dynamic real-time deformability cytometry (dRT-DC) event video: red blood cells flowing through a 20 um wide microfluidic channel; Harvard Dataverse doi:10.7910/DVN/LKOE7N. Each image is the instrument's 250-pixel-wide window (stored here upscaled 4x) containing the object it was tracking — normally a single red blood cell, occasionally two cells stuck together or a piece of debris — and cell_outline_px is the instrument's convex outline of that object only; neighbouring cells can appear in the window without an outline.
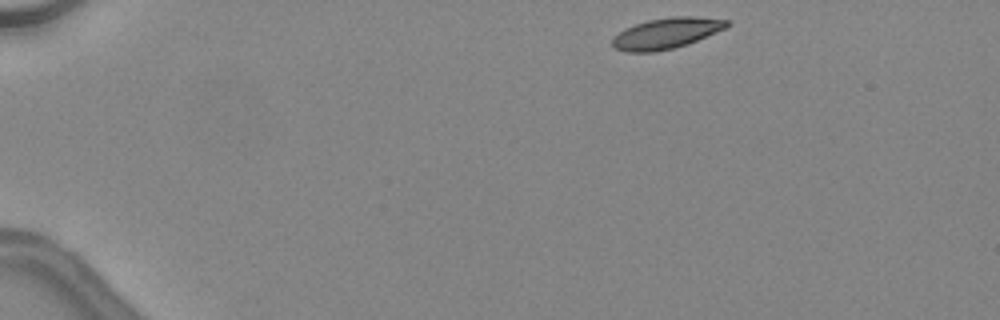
{"species": "common noctule bat (a hibernating species)", "species_latin": "Nyctalus noctula", "temperature_condition": "warm", "stored_images_in_passage": 36, "camera_frame_rate_fps": 3000, "um_per_image_px": 0.085, "animal": {"sex": "female", "body_mass_g": 24.6, "forearm_length_mm": 56.2}, "frame": {"image": 1, "passage_image": 1, "time_ms": 0.0, "image_size_px": [1000, 320], "cell_outline_px": [[732, 24], [728, 28], [688, 44], [676, 48], [656, 52], [628, 52], [616, 48], [612, 44], [612, 40], [624, 28], [648, 20], [672, 16], [696, 16], [732, 20]], "centroid_in_image_um": [56.74, 2.82], "position_along_channel_um": 28.3, "area_um2": 20.87}}
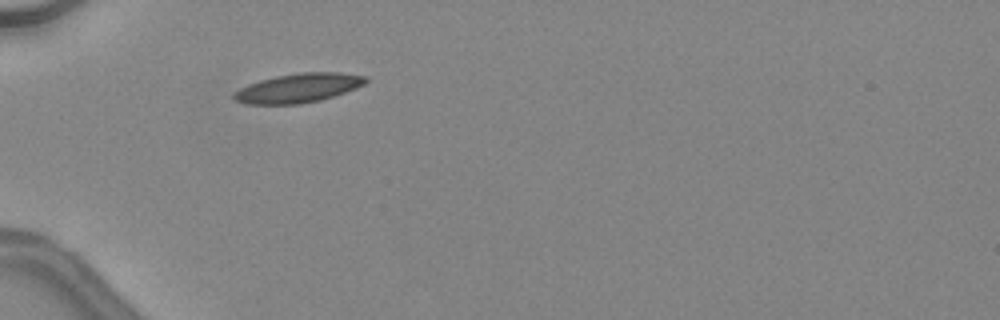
{"frame": {"image": 2, "passage_image": 9, "time_ms": 2.667, "image_size_px": [1000, 320], "cell_outline_px": [[368, 80], [364, 84], [356, 88], [320, 100], [300, 104], [248, 104], [232, 100], [232, 92], [248, 84], [260, 80], [276, 76], [300, 72], [340, 72], [368, 76]], "centroid_in_image_um": [25.33, 7.48], "position_along_channel_um": 59.7, "area_um2": 22.48}}
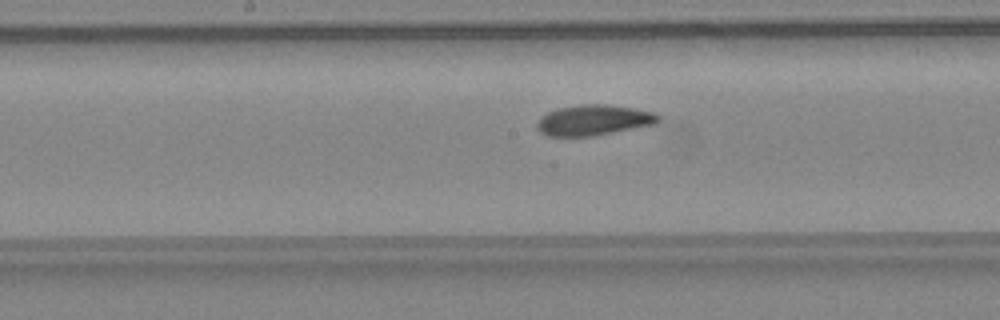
{"frame": {"image": 3, "passage_image": 19, "time_ms": 6.0, "image_size_px": [1000, 320], "cell_outline_px": [[660, 120], [656, 124], [592, 136], [548, 136], [540, 132], [536, 128], [536, 124], [548, 112], [556, 108], [580, 104], [608, 104], [656, 112], [660, 116]], "centroid_in_image_um": [50.48, 10.2], "position_along_channel_um": 197.7, "area_um2": 21.62}, "authors_computed_cell_mechanics": {"area_um2": 21.2704, "velocity_mm_per_s": 4.5141, "shape_relaxation_time_tau1_ms": 4.244, "shape_relaxation_time_tau2_ms": 2.9682, "deformation_change_tau1": 0.1259, "deformation_change_tau2": 0.0774}}